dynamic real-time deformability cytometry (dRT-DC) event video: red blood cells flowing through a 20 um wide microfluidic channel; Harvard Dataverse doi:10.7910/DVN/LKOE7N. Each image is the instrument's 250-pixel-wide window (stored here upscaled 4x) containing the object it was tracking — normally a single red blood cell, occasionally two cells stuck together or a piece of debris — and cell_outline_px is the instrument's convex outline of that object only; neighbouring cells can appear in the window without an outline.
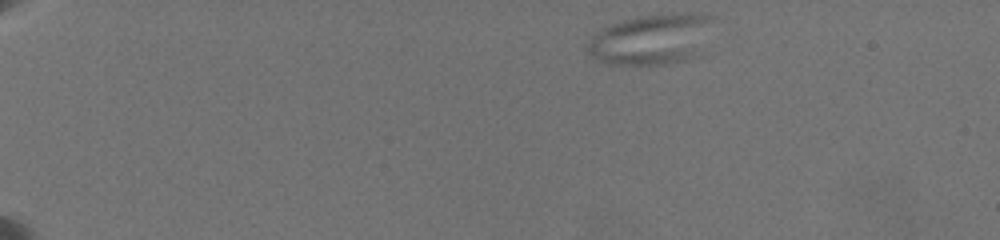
{"species": "common noctule bat (a hibernating species)", "species_latin": "Nyctalus noctula", "temperature_condition": "warm", "stored_images_in_passage": 18, "camera_frame_rate_fps": 3000, "um_per_image_px": 0.085, "animal": {"sex": "female", "body_mass_g": 19.5, "forearm_length_mm": 54.1}, "frame": {"image": 1, "passage_image": 1, "time_ms": 0.0, "image_size_px": [1000, 240], "cell_outline_px": [[716, 16], [700, 56], [688, 60], [664, 64], [604, 64], [596, 60], [584, 48], [592, 36], [600, 28], [608, 24], [640, 16], [688, 12], [704, 12]], "centroid_in_image_um": [55.42, 3.32], "position_along_channel_um": 29.6, "area_um2": 38.09}}
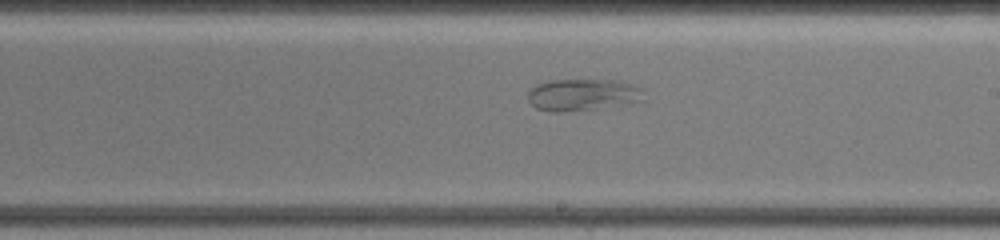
{"frame": {"image": 2, "passage_image": 11, "time_ms": 9.333, "image_size_px": [1000, 240], "cell_outline_px": [[644, 100], [596, 108], [560, 112], [552, 112], [536, 108], [528, 100], [528, 92], [536, 84], [552, 80], [620, 80], [636, 84], [644, 88]], "centroid_in_image_um": [49.56, 8.03], "position_along_channel_um": 239.4, "area_um2": 21.56}}
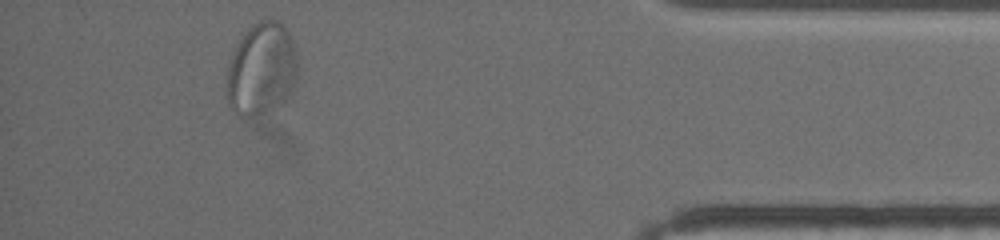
{"frame": {"image": 3, "passage_image": 17, "time_ms": 15.333, "image_size_px": [1000, 240], "cell_outline_px": [[296, 76], [292, 88], [284, 100], [280, 104], [260, 116], [244, 116], [236, 112], [232, 108], [228, 100], [228, 68], [232, 56], [240, 40], [248, 28], [252, 24], [260, 20], [276, 20], [288, 32], [292, 40], [296, 56]], "centroid_in_image_um": [22.24, 5.88], "position_along_channel_um": 413.0, "area_um2": 37.28}}